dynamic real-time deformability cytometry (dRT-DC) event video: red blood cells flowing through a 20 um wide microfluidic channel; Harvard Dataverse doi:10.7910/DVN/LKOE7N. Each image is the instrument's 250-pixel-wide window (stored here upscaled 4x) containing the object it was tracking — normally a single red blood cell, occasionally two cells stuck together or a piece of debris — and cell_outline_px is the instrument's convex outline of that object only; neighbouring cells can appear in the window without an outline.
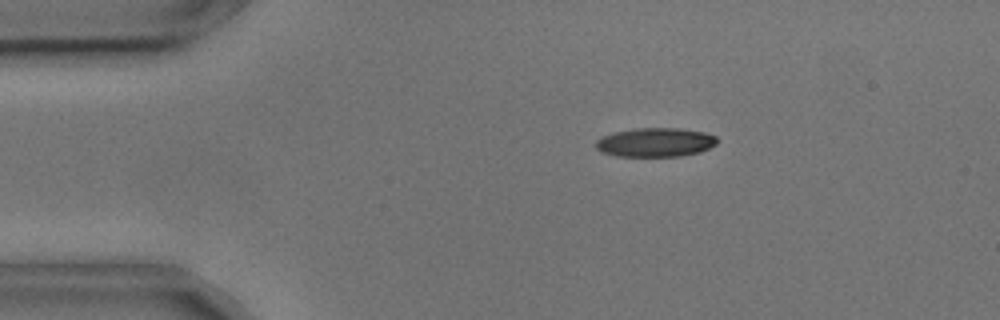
{"species": "common noctule bat (a hibernating species)", "species_latin": "Nyctalus noctula", "temperature_condition": "cold", "stored_images_in_passage": 3, "camera_frame_rate_fps": 3000, "um_per_image_px": 0.085, "animal": {"sex": "male", "body_mass_g": 17.9, "forearm_length_mm": 54.2}, "frame": {"image": 1, "passage_image": 1, "time_ms": 0.0, "image_size_px": [1000, 320], "cell_outline_px": [[720, 140], [716, 144], [700, 152], [680, 156], [616, 156], [600, 152], [596, 148], [596, 140], [600, 136], [612, 132], [636, 128], [680, 128], [704, 132], [716, 136]], "centroid_in_image_um": [55.69, 12.09], "position_along_channel_um": 29.3, "area_um2": 20.75}}